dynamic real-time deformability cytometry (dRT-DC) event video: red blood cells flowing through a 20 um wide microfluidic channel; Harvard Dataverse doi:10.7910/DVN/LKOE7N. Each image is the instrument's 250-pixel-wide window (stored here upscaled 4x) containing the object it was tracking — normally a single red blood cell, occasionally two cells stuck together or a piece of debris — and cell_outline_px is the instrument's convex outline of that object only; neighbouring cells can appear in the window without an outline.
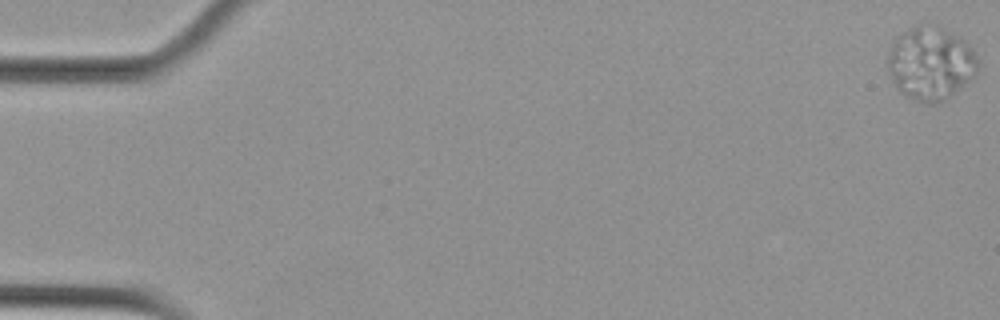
{"species": "Egyptian fruit bat (a non-hibernating species)", "species_latin": "Rousettus aegyptiacus", "temperature_condition": "cold", "stored_images_in_passage": 6, "camera_frame_rate_fps": 3000, "um_per_image_px": 0.085, "animal": {"sex": "female"}, "frame": {"image": 1, "passage_image": 1, "time_ms": 0.0, "image_size_px": [1000, 320], "cell_outline_px": [[980, 60], [976, 76], [960, 88], [940, 100], [932, 104], [928, 104], [916, 100], [900, 92], [896, 88], [888, 72], [888, 52], [892, 40], [896, 36], [912, 28], [936, 24], [960, 36], [972, 48]], "centroid_in_image_um": [79.12, 5.36], "position_along_channel_um": 5.9, "area_um2": 38.49}}
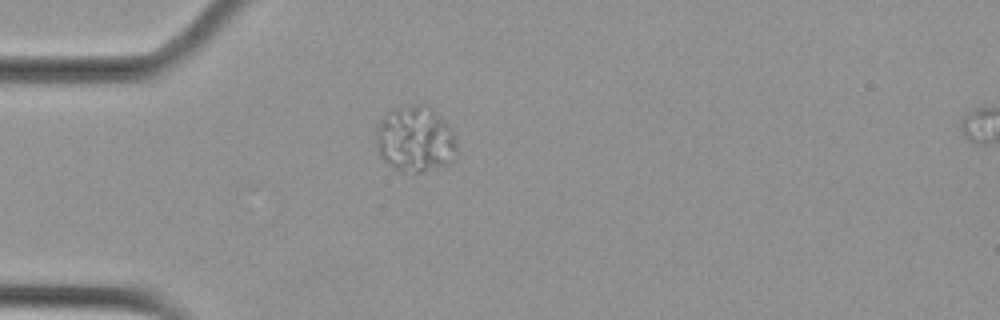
{"frame": {"image": 2, "passage_image": 5, "time_ms": 1.333, "image_size_px": [1000, 320], "cell_outline_px": [[456, 148], [452, 164], [420, 172], [400, 172], [384, 160], [380, 156], [376, 148], [376, 128], [380, 120], [392, 108], [400, 104], [428, 104], [448, 124], [456, 140]], "centroid_in_image_um": [35.28, 11.8], "position_along_channel_um": 49.7, "area_um2": 31.62}}